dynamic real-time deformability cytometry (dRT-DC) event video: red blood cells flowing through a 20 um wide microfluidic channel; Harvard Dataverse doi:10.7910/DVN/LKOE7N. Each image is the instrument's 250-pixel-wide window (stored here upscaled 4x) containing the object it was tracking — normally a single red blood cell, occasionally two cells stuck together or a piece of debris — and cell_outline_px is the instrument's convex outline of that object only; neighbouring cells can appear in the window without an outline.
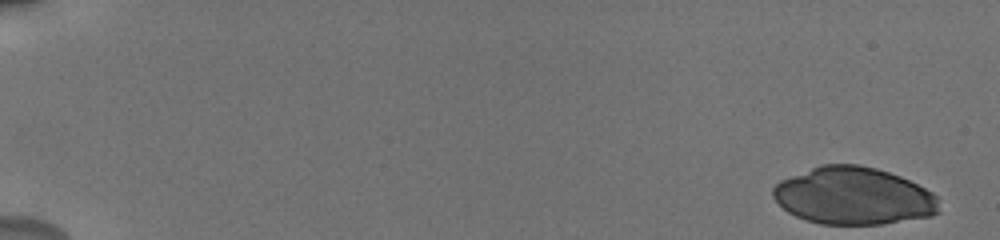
{"species": "human", "species_latin": "Homo sapiens", "temperature_condition": "cold", "stored_images_in_passage": 15, "camera_frame_rate_fps": 3000, "um_per_image_px": 0.085, "donor": {"sex": "male"}, "frame": {"image": 1, "passage_image": 1, "time_ms": 0.0, "image_size_px": [1000, 240], "cell_outline_px": [[940, 212], [932, 216], [880, 224], [820, 224], [796, 216], [788, 212], [772, 196], [772, 188], [780, 180], [820, 164], [860, 164], [876, 168], [900, 176], [932, 192], [936, 196]], "centroid_in_image_um": [72.54, 16.65], "position_along_channel_um": 12.5, "area_um2": 55.43}}